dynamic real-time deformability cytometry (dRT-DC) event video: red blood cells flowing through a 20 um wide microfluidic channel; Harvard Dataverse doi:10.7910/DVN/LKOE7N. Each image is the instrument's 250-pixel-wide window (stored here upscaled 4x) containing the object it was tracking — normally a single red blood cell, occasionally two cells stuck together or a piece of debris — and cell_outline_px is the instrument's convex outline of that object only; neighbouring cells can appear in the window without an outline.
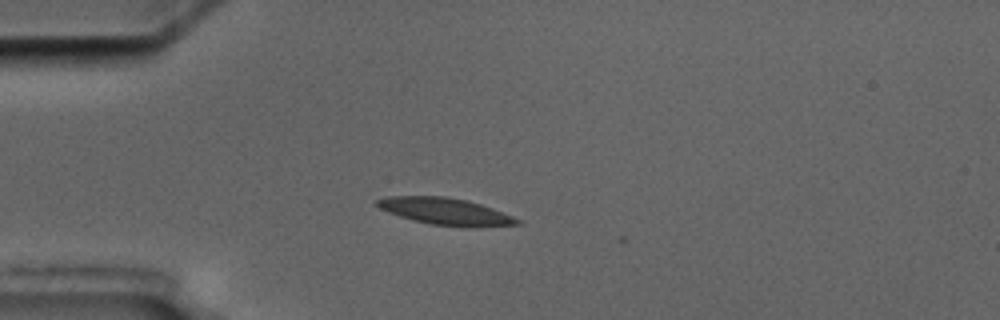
{"species": "common noctule bat (a hibernating species)", "species_latin": "Nyctalus noctula", "temperature_condition": "cold", "stored_images_in_passage": 4, "segment_of_instrument_passage": [1, 2], "camera_frame_rate_fps": 3000, "um_per_image_px": 0.085, "animal": {"sex": "male", "body_mass_g": 17.5, "forearm_length_mm": 52.3}, "frame": {"image": 1, "passage_image": 2, "time_ms": 1.0, "image_size_px": [1000, 320], "cell_outline_px": [[520, 224], [468, 228], [428, 224], [412, 220], [388, 212], [372, 204], [376, 200], [388, 196], [448, 196], [468, 200], [492, 208], [512, 216], [520, 220]], "centroid_in_image_um": [37.83, 17.97], "position_along_channel_um": 47.2, "area_um2": 22.2}}